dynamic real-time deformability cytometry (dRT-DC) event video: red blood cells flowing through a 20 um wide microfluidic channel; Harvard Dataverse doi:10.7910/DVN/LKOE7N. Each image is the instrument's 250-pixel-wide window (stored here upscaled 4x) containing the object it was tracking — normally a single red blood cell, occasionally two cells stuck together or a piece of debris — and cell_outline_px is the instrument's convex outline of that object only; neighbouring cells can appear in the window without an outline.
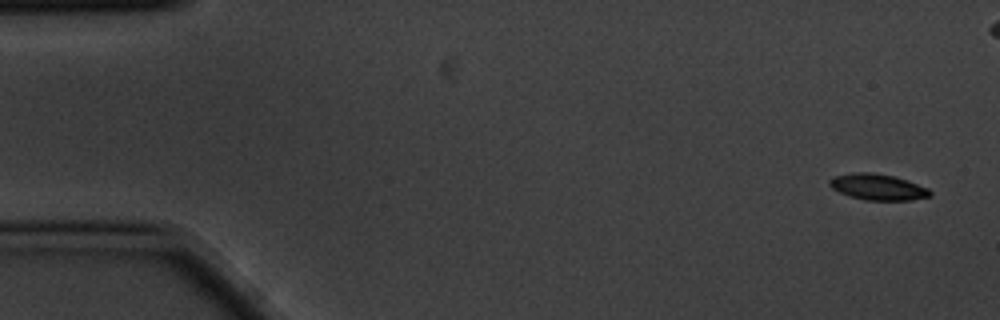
{"species": "common noctule bat (a hibernating species)", "species_latin": "Nyctalus noctula", "temperature_condition": "cold", "stored_images_in_passage": 5, "camera_frame_rate_fps": 3000, "um_per_image_px": 0.085, "animal": {"sex": "male", "body_mass_g": 20.1, "forearm_length_mm": 53.5}, "frame": {"image": 1, "passage_image": 1, "time_ms": 0.0, "image_size_px": [1000, 320], "cell_outline_px": [[932, 196], [912, 200], [864, 200], [840, 192], [832, 188], [828, 184], [828, 180], [836, 176], [856, 172], [872, 172], [892, 176], [908, 180], [928, 188], [932, 192]], "centroid_in_image_um": [74.65, 15.9], "position_along_channel_um": 10.4, "area_um2": 15.2}}